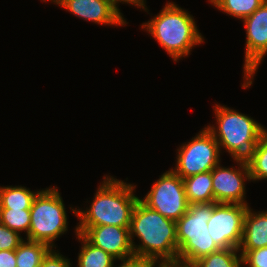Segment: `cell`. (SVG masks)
<instances>
[{
  "label": "cell",
  "instance_id": "cell-1",
  "mask_svg": "<svg viewBox=\"0 0 267 267\" xmlns=\"http://www.w3.org/2000/svg\"><path fill=\"white\" fill-rule=\"evenodd\" d=\"M129 233L135 256L146 258L155 265H177L175 221L165 218L138 200L133 209ZM133 237H138L142 243L135 245Z\"/></svg>",
  "mask_w": 267,
  "mask_h": 267
},
{
  "label": "cell",
  "instance_id": "cell-2",
  "mask_svg": "<svg viewBox=\"0 0 267 267\" xmlns=\"http://www.w3.org/2000/svg\"><path fill=\"white\" fill-rule=\"evenodd\" d=\"M136 185L104 176L93 202L86 210L70 209L79 219L78 226L112 225L130 228L133 209L140 199L133 193Z\"/></svg>",
  "mask_w": 267,
  "mask_h": 267
},
{
  "label": "cell",
  "instance_id": "cell-3",
  "mask_svg": "<svg viewBox=\"0 0 267 267\" xmlns=\"http://www.w3.org/2000/svg\"><path fill=\"white\" fill-rule=\"evenodd\" d=\"M141 27L157 40L175 62L188 57L192 47L204 42L194 17L174 2L166 3L159 14Z\"/></svg>",
  "mask_w": 267,
  "mask_h": 267
},
{
  "label": "cell",
  "instance_id": "cell-4",
  "mask_svg": "<svg viewBox=\"0 0 267 267\" xmlns=\"http://www.w3.org/2000/svg\"><path fill=\"white\" fill-rule=\"evenodd\" d=\"M216 126L206 128L213 134L220 151L225 149L234 160H247L265 128L253 118L229 107L214 106Z\"/></svg>",
  "mask_w": 267,
  "mask_h": 267
},
{
  "label": "cell",
  "instance_id": "cell-5",
  "mask_svg": "<svg viewBox=\"0 0 267 267\" xmlns=\"http://www.w3.org/2000/svg\"><path fill=\"white\" fill-rule=\"evenodd\" d=\"M214 204H190L187 212L176 221L177 265L190 267L199 258L220 250L207 227Z\"/></svg>",
  "mask_w": 267,
  "mask_h": 267
},
{
  "label": "cell",
  "instance_id": "cell-6",
  "mask_svg": "<svg viewBox=\"0 0 267 267\" xmlns=\"http://www.w3.org/2000/svg\"><path fill=\"white\" fill-rule=\"evenodd\" d=\"M65 209L57 187L42 189L30 208L31 223L26 239L56 248L53 242L68 230Z\"/></svg>",
  "mask_w": 267,
  "mask_h": 267
},
{
  "label": "cell",
  "instance_id": "cell-7",
  "mask_svg": "<svg viewBox=\"0 0 267 267\" xmlns=\"http://www.w3.org/2000/svg\"><path fill=\"white\" fill-rule=\"evenodd\" d=\"M176 167L172 169L182 179L212 171L220 164V147L213 134L204 127L194 138L177 149Z\"/></svg>",
  "mask_w": 267,
  "mask_h": 267
},
{
  "label": "cell",
  "instance_id": "cell-8",
  "mask_svg": "<svg viewBox=\"0 0 267 267\" xmlns=\"http://www.w3.org/2000/svg\"><path fill=\"white\" fill-rule=\"evenodd\" d=\"M139 200L150 209L175 222L187 212L190 205L183 179L172 168L163 173L147 195Z\"/></svg>",
  "mask_w": 267,
  "mask_h": 267
},
{
  "label": "cell",
  "instance_id": "cell-9",
  "mask_svg": "<svg viewBox=\"0 0 267 267\" xmlns=\"http://www.w3.org/2000/svg\"><path fill=\"white\" fill-rule=\"evenodd\" d=\"M249 205L235 203H215L208 232L220 249H239L242 237L244 217Z\"/></svg>",
  "mask_w": 267,
  "mask_h": 267
},
{
  "label": "cell",
  "instance_id": "cell-10",
  "mask_svg": "<svg viewBox=\"0 0 267 267\" xmlns=\"http://www.w3.org/2000/svg\"><path fill=\"white\" fill-rule=\"evenodd\" d=\"M246 31L244 79L242 87L248 88L261 61L267 54V0L250 16L242 19Z\"/></svg>",
  "mask_w": 267,
  "mask_h": 267
},
{
  "label": "cell",
  "instance_id": "cell-11",
  "mask_svg": "<svg viewBox=\"0 0 267 267\" xmlns=\"http://www.w3.org/2000/svg\"><path fill=\"white\" fill-rule=\"evenodd\" d=\"M238 169L217 165L212 171V186L215 203L248 205L245 201V181H251L249 167L245 160H234Z\"/></svg>",
  "mask_w": 267,
  "mask_h": 267
},
{
  "label": "cell",
  "instance_id": "cell-12",
  "mask_svg": "<svg viewBox=\"0 0 267 267\" xmlns=\"http://www.w3.org/2000/svg\"><path fill=\"white\" fill-rule=\"evenodd\" d=\"M75 232L82 234L91 244L101 248L117 260L134 255L129 228L102 225L76 226Z\"/></svg>",
  "mask_w": 267,
  "mask_h": 267
},
{
  "label": "cell",
  "instance_id": "cell-13",
  "mask_svg": "<svg viewBox=\"0 0 267 267\" xmlns=\"http://www.w3.org/2000/svg\"><path fill=\"white\" fill-rule=\"evenodd\" d=\"M73 15L101 25L125 26L123 14L108 0H63L59 5Z\"/></svg>",
  "mask_w": 267,
  "mask_h": 267
},
{
  "label": "cell",
  "instance_id": "cell-14",
  "mask_svg": "<svg viewBox=\"0 0 267 267\" xmlns=\"http://www.w3.org/2000/svg\"><path fill=\"white\" fill-rule=\"evenodd\" d=\"M248 206L244 217L243 237L239 252L243 257L249 250L267 246V210L252 212Z\"/></svg>",
  "mask_w": 267,
  "mask_h": 267
},
{
  "label": "cell",
  "instance_id": "cell-15",
  "mask_svg": "<svg viewBox=\"0 0 267 267\" xmlns=\"http://www.w3.org/2000/svg\"><path fill=\"white\" fill-rule=\"evenodd\" d=\"M189 204L214 202L211 171L183 179Z\"/></svg>",
  "mask_w": 267,
  "mask_h": 267
},
{
  "label": "cell",
  "instance_id": "cell-16",
  "mask_svg": "<svg viewBox=\"0 0 267 267\" xmlns=\"http://www.w3.org/2000/svg\"><path fill=\"white\" fill-rule=\"evenodd\" d=\"M76 235L79 242H82V247L78 255V267H113L116 259L102 250L91 244L82 234Z\"/></svg>",
  "mask_w": 267,
  "mask_h": 267
},
{
  "label": "cell",
  "instance_id": "cell-17",
  "mask_svg": "<svg viewBox=\"0 0 267 267\" xmlns=\"http://www.w3.org/2000/svg\"><path fill=\"white\" fill-rule=\"evenodd\" d=\"M40 191L33 192L24 186L0 187V208L30 210Z\"/></svg>",
  "mask_w": 267,
  "mask_h": 267
},
{
  "label": "cell",
  "instance_id": "cell-18",
  "mask_svg": "<svg viewBox=\"0 0 267 267\" xmlns=\"http://www.w3.org/2000/svg\"><path fill=\"white\" fill-rule=\"evenodd\" d=\"M52 248L43 242L23 240L16 249V267H40Z\"/></svg>",
  "mask_w": 267,
  "mask_h": 267
},
{
  "label": "cell",
  "instance_id": "cell-19",
  "mask_svg": "<svg viewBox=\"0 0 267 267\" xmlns=\"http://www.w3.org/2000/svg\"><path fill=\"white\" fill-rule=\"evenodd\" d=\"M237 253L240 252L236 248L220 249L199 258L190 267H242V256Z\"/></svg>",
  "mask_w": 267,
  "mask_h": 267
},
{
  "label": "cell",
  "instance_id": "cell-20",
  "mask_svg": "<svg viewBox=\"0 0 267 267\" xmlns=\"http://www.w3.org/2000/svg\"><path fill=\"white\" fill-rule=\"evenodd\" d=\"M246 161L252 181L267 179V129L263 131L252 155Z\"/></svg>",
  "mask_w": 267,
  "mask_h": 267
},
{
  "label": "cell",
  "instance_id": "cell-21",
  "mask_svg": "<svg viewBox=\"0 0 267 267\" xmlns=\"http://www.w3.org/2000/svg\"><path fill=\"white\" fill-rule=\"evenodd\" d=\"M220 11L242 20L250 16L265 0H209Z\"/></svg>",
  "mask_w": 267,
  "mask_h": 267
},
{
  "label": "cell",
  "instance_id": "cell-22",
  "mask_svg": "<svg viewBox=\"0 0 267 267\" xmlns=\"http://www.w3.org/2000/svg\"><path fill=\"white\" fill-rule=\"evenodd\" d=\"M0 222L11 230L19 233H29L31 217L30 210L0 208Z\"/></svg>",
  "mask_w": 267,
  "mask_h": 267
},
{
  "label": "cell",
  "instance_id": "cell-23",
  "mask_svg": "<svg viewBox=\"0 0 267 267\" xmlns=\"http://www.w3.org/2000/svg\"><path fill=\"white\" fill-rule=\"evenodd\" d=\"M24 239L0 222V250H16Z\"/></svg>",
  "mask_w": 267,
  "mask_h": 267
},
{
  "label": "cell",
  "instance_id": "cell-24",
  "mask_svg": "<svg viewBox=\"0 0 267 267\" xmlns=\"http://www.w3.org/2000/svg\"><path fill=\"white\" fill-rule=\"evenodd\" d=\"M242 259L248 267H267V246L249 250Z\"/></svg>",
  "mask_w": 267,
  "mask_h": 267
},
{
  "label": "cell",
  "instance_id": "cell-25",
  "mask_svg": "<svg viewBox=\"0 0 267 267\" xmlns=\"http://www.w3.org/2000/svg\"><path fill=\"white\" fill-rule=\"evenodd\" d=\"M58 252V250L51 249L43 258L40 267H71L70 259Z\"/></svg>",
  "mask_w": 267,
  "mask_h": 267
},
{
  "label": "cell",
  "instance_id": "cell-26",
  "mask_svg": "<svg viewBox=\"0 0 267 267\" xmlns=\"http://www.w3.org/2000/svg\"><path fill=\"white\" fill-rule=\"evenodd\" d=\"M115 266L113 265V267ZM118 267H156V265L146 258L133 255L129 258L121 259V264Z\"/></svg>",
  "mask_w": 267,
  "mask_h": 267
},
{
  "label": "cell",
  "instance_id": "cell-27",
  "mask_svg": "<svg viewBox=\"0 0 267 267\" xmlns=\"http://www.w3.org/2000/svg\"><path fill=\"white\" fill-rule=\"evenodd\" d=\"M0 267H16V250H0Z\"/></svg>",
  "mask_w": 267,
  "mask_h": 267
},
{
  "label": "cell",
  "instance_id": "cell-28",
  "mask_svg": "<svg viewBox=\"0 0 267 267\" xmlns=\"http://www.w3.org/2000/svg\"><path fill=\"white\" fill-rule=\"evenodd\" d=\"M112 5H114L119 11L120 9L118 8L119 5L118 3H127V4H131V5H134V6H137V8H141L143 9L144 11L148 10L147 7H146V1L145 0H108ZM118 5V6H117Z\"/></svg>",
  "mask_w": 267,
  "mask_h": 267
},
{
  "label": "cell",
  "instance_id": "cell-29",
  "mask_svg": "<svg viewBox=\"0 0 267 267\" xmlns=\"http://www.w3.org/2000/svg\"><path fill=\"white\" fill-rule=\"evenodd\" d=\"M42 1H48V0H42ZM52 1L51 3H55L57 5H60L62 3L63 0H49L48 2Z\"/></svg>",
  "mask_w": 267,
  "mask_h": 267
},
{
  "label": "cell",
  "instance_id": "cell-30",
  "mask_svg": "<svg viewBox=\"0 0 267 267\" xmlns=\"http://www.w3.org/2000/svg\"><path fill=\"white\" fill-rule=\"evenodd\" d=\"M157 267H180V265H159V264H157Z\"/></svg>",
  "mask_w": 267,
  "mask_h": 267
}]
</instances>
